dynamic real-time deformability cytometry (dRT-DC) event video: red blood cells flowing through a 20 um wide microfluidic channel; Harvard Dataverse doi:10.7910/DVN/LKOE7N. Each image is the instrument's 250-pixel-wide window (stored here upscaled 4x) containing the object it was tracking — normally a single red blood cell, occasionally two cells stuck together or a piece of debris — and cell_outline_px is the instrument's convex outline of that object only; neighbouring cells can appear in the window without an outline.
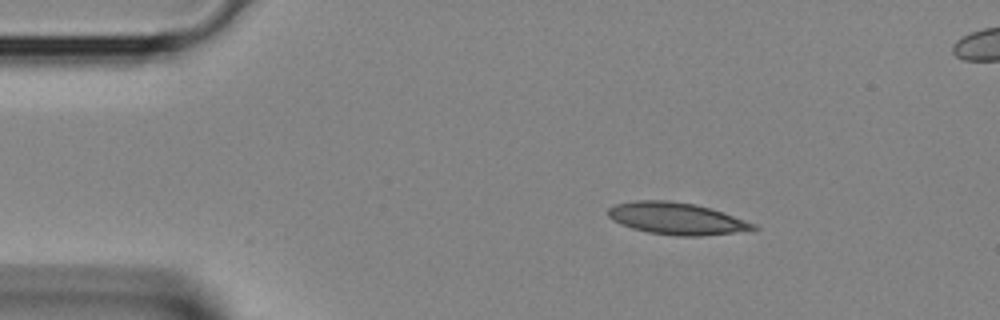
{"species": "Egyptian fruit bat (a non-hibernating species)", "species_latin": "Rousettus aegyptiacus", "temperature_condition": "room temperature", "stored_images_in_passage": 35, "segment_of_instrument_passage": [1, 2], "camera_frame_rate_fps": 3000, "um_per_image_px": 0.085, "animal": {"sex": "female"}, "frame": {"image": 1, "passage_image": 2, "time_ms": 0.333, "image_size_px": [1000, 320], "cell_outline_px": [[760, 228], [732, 232], [700, 236], [676, 236], [648, 232], [632, 228], [620, 224], [612, 220], [608, 216], [608, 208], [616, 204], [636, 200], [668, 200], [696, 204], [712, 208], [756, 224]], "centroid_in_image_um": [57.48, 18.56], "position_along_channel_um": 27.5, "area_um2": 26.99}}
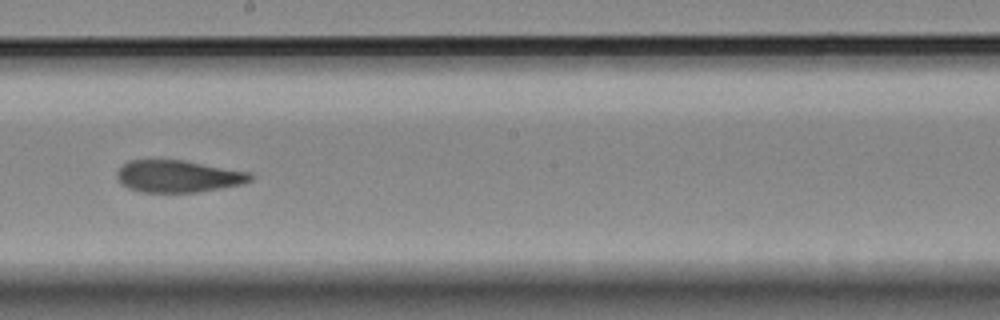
{"frame": {"image": 2, "passage_image": 17, "time_ms": 5.333, "image_size_px": [1000, 320], "cell_outline_px": [[256, 176], [252, 180], [244, 184], [200, 192], [140, 192], [128, 188], [120, 184], [116, 176], [116, 172], [128, 160], [184, 160], [252, 172]], "centroid_in_image_um": [15.19, 14.99], "position_along_channel_um": 233.0, "area_um2": 25.37}}
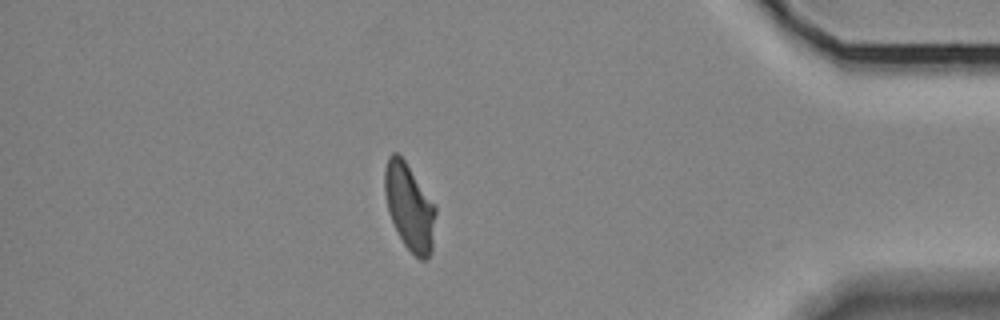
{"frame": {"image": 3, "passage_image": 29, "time_ms": 9.333, "image_size_px": [1000, 320], "cell_outline_px": [[436, 212], [432, 248], [428, 260], [420, 260], [404, 244], [388, 212], [384, 192], [384, 168], [388, 156], [392, 152], [396, 152], [404, 160], [436, 208]], "centroid_in_image_um": [34.78, 17.59], "position_along_channel_um": 400.4, "area_um2": 25.26}}